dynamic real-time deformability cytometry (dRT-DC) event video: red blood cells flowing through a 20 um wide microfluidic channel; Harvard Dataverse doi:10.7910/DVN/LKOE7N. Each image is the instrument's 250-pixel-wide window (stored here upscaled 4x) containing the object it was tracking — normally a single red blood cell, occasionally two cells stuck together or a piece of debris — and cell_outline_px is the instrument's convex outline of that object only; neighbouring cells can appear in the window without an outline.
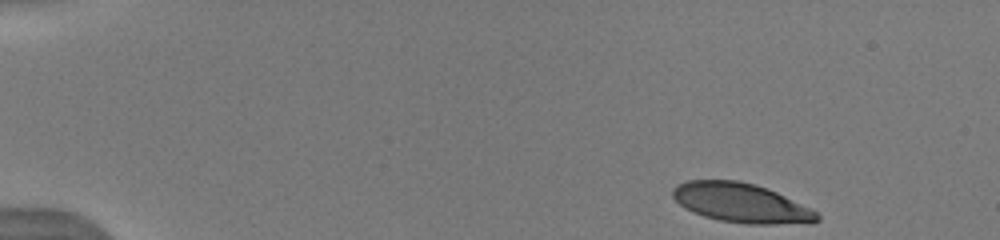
{"species": "human", "species_latin": "Homo sapiens", "temperature_condition": "warm", "stored_images_in_passage": 13, "camera_frame_rate_fps": 3000, "um_per_image_px": 0.085, "donor": {"sex": "male"}, "frame": {"image": 1, "passage_image": 1, "time_ms": 0.0, "image_size_px": [1000, 240], "cell_outline_px": [[820, 220], [812, 224], [748, 224], [720, 220], [704, 216], [692, 212], [680, 204], [672, 196], [672, 188], [676, 184], [688, 180], [740, 180], [756, 184], [768, 188], [812, 208], [820, 216]], "centroid_in_image_um": [63.04, 17.25], "position_along_channel_um": 22.0, "area_um2": 33.52}}
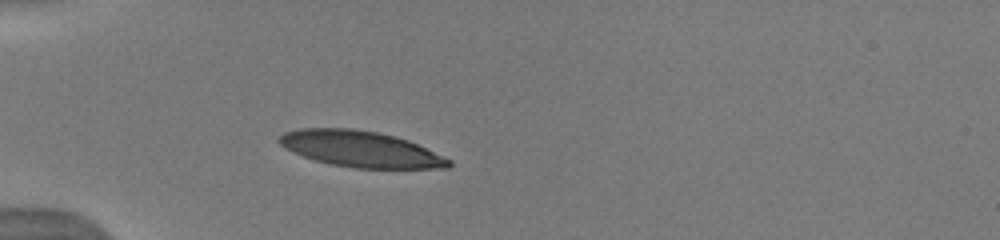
{"frame": {"image": 2, "passage_image": 6, "time_ms": 3.333, "image_size_px": [1000, 240], "cell_outline_px": [[452, 164], [448, 168], [352, 168], [332, 164], [316, 160], [292, 152], [284, 148], [276, 140], [284, 132], [300, 128], [352, 128], [376, 132], [396, 136], [408, 140], [452, 160]], "centroid_in_image_um": [30.63, 12.66], "position_along_channel_um": 54.4, "area_um2": 35.55}}
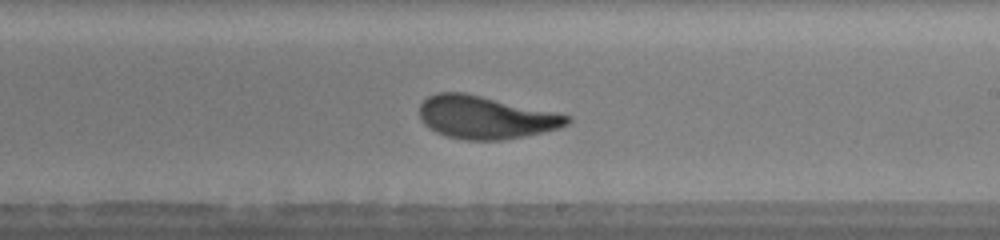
{"frame": {"image": 3, "passage_image": 13, "time_ms": 8.667, "image_size_px": [1000, 240], "cell_outline_px": [[572, 120], [568, 124], [560, 128], [524, 136], [504, 140], [464, 140], [448, 136], [436, 132], [424, 124], [420, 120], [420, 104], [428, 96], [436, 92], [464, 92], [572, 116]], "centroid_in_image_um": [41.26, 9.98], "position_along_channel_um": 247.7, "area_um2": 36.76}}